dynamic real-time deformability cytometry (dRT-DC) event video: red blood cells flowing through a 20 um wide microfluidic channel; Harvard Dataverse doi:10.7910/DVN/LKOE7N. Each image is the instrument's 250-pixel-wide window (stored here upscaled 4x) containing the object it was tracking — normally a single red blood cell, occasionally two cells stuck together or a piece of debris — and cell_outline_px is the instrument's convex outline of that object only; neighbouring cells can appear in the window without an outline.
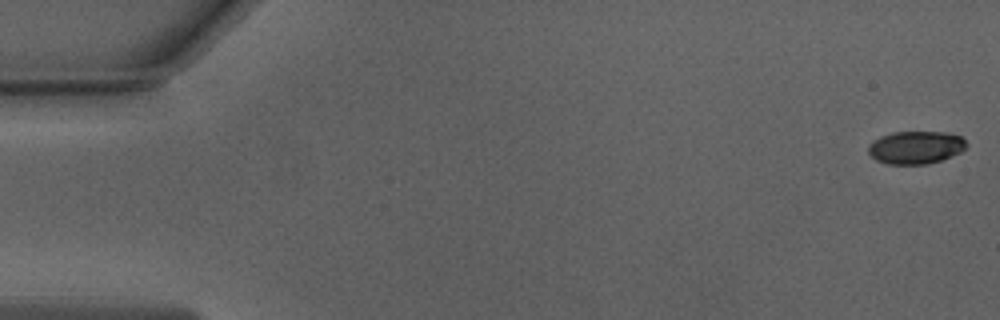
{"species": "Egyptian fruit bat (a non-hibernating species)", "species_latin": "Rousettus aegyptiacus", "temperature_condition": "warm", "stored_images_in_passage": 5, "camera_frame_rate_fps": 3000, "um_per_image_px": 0.085, "animal": {"sex": "male"}, "frame": {"image": 1, "passage_image": 1, "time_ms": 0.0, "image_size_px": [1000, 320], "cell_outline_px": [[968, 144], [960, 152], [940, 160], [928, 164], [888, 164], [876, 160], [868, 152], [868, 144], [872, 140], [880, 136], [892, 132], [948, 132], [960, 136]], "centroid_in_image_um": [77.8, 12.52], "position_along_channel_um": 7.2, "area_um2": 18.79}}